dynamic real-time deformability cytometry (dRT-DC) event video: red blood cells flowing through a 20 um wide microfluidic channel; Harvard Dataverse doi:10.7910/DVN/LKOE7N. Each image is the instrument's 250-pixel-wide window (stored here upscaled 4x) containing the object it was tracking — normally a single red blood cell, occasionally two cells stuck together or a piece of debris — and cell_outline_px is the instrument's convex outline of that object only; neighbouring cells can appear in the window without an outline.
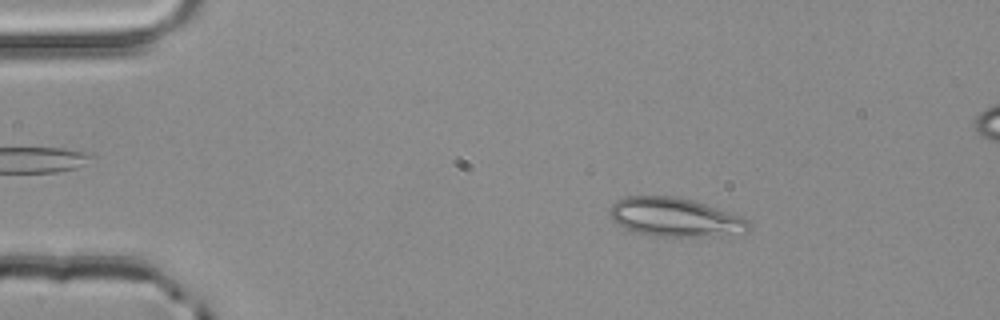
{"species": "common noctule bat (a hibernating species)", "species_latin": "Nyctalus noctula", "temperature_condition": "room temperature", "stored_images_in_passage": 3, "camera_frame_rate_fps": 3000, "um_per_image_px": 0.085, "animal": {"sex": "male", "body_mass_g": 20.4}, "frame": {"image": 1, "passage_image": 2, "time_ms": 0.333, "image_size_px": [1000, 320], "cell_outline_px": [[748, 232], [692, 236], [652, 236], [632, 232], [616, 224], [608, 216], [608, 212], [612, 204], [616, 200], [628, 196], [672, 196], [692, 200], [740, 216], [748, 220]], "centroid_in_image_um": [57.25, 18.46], "position_along_channel_um": 27.8, "area_um2": 31.1}}